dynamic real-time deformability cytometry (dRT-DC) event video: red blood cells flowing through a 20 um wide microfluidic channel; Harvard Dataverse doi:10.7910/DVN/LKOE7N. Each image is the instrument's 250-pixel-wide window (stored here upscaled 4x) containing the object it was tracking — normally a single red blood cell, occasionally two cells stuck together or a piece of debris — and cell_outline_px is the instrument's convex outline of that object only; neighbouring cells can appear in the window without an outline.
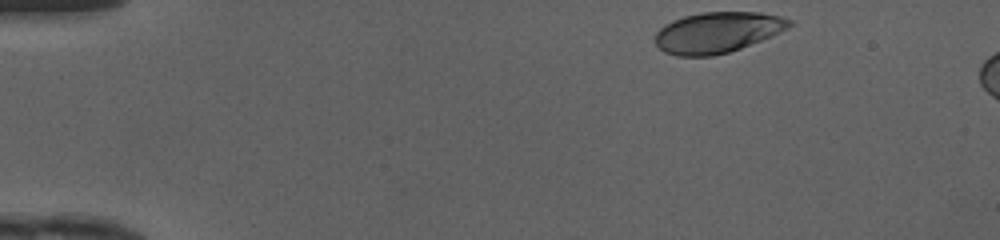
{"species": "human", "species_latin": "Homo sapiens", "temperature_condition": "cold", "stored_images_in_passage": 7, "camera_frame_rate_fps": 3000, "um_per_image_px": 0.085, "donor": {"sex": "female"}, "frame": {"image": 1, "passage_image": 1, "time_ms": 0.0, "image_size_px": [1000, 240], "cell_outline_px": [[792, 24], [788, 28], [772, 36], [740, 48], [728, 52], [712, 56], [676, 56], [664, 52], [656, 44], [656, 32], [664, 24], [672, 20], [684, 16], [704, 12], [760, 12], [780, 16], [792, 20]], "centroid_in_image_um": [60.98, 2.75], "position_along_channel_um": 24.0, "area_um2": 31.85}}